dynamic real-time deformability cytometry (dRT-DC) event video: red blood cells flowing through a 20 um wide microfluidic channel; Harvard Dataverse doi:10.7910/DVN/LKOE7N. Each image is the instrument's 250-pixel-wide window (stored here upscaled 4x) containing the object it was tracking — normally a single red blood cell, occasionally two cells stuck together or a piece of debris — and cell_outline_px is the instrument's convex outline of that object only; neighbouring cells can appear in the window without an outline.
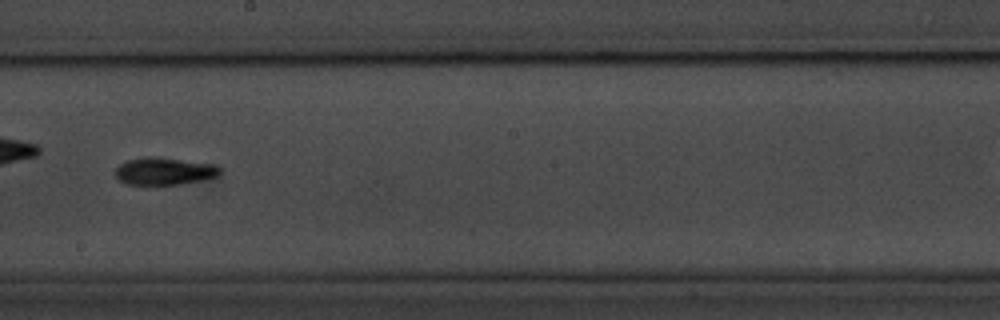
{"species": "common noctule bat (a hibernating species)", "species_latin": "Nyctalus noctula", "temperature_condition": "room temperature", "stored_images_in_passage": 30, "camera_frame_rate_fps": 3000, "um_per_image_px": 0.085, "animal": {"sex": "male", "body_mass_g": 20.1, "forearm_length_mm": 53.5}, "frame": {"image": 1, "passage_image": 18, "time_ms": 5.667, "image_size_px": [1000, 320], "cell_outline_px": [[220, 172], [216, 176], [200, 180], [180, 184], [128, 184], [120, 180], [116, 176], [116, 168], [120, 164], [128, 160], [148, 156], [216, 164], [220, 168]], "centroid_in_image_um": [13.96, 14.54], "position_along_channel_um": 234.2, "area_um2": 16.3}, "authors_computed_cell_mechanics": {"area_um2": 15.6638, "velocity_mm_per_s": 3.6612, "shape_relaxation_time_tau1_ms": 2.4331, "shape_relaxation_time_tau2_ms": null, "deformation_change_tau1": 0.1334, "deformation_change_tau2": null}}